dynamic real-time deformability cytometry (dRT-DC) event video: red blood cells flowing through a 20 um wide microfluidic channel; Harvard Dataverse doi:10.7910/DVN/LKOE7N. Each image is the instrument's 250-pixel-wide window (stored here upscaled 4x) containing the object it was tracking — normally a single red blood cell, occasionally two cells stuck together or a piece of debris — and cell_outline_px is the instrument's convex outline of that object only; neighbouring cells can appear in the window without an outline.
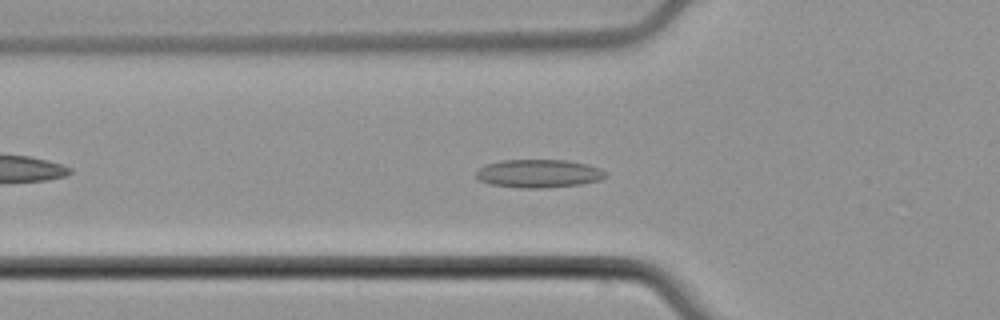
{"species": "common noctule bat (a hibernating species)", "species_latin": "Nyctalus noctula", "temperature_condition": "cold", "stored_images_in_passage": 45, "camera_frame_rate_fps": 3000, "um_per_image_px": 0.085, "animal": {"sex": "male", "body_mass_g": 21.5, "forearm_length_mm": 52.0}, "frame": {"image": 1, "passage_image": 9, "time_ms": 2.667, "image_size_px": [1000, 320], "cell_outline_px": [[608, 176], [600, 180], [580, 184], [544, 188], [520, 188], [492, 184], [480, 180], [476, 176], [476, 172], [480, 168], [488, 164], [500, 160], [564, 160], [588, 164], [600, 168]], "centroid_in_image_um": [45.81, 14.75], "position_along_channel_um": 80.0, "area_um2": 21.15}}
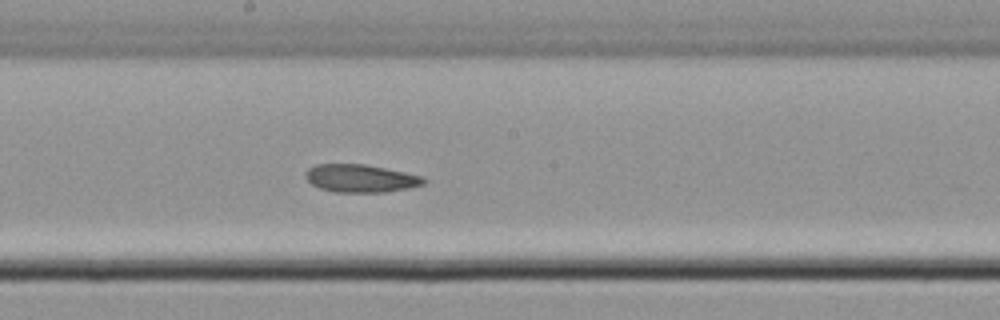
{"frame": {"image": 2, "passage_image": 20, "time_ms": 6.333, "image_size_px": [1000, 320], "cell_outline_px": [[428, 180], [424, 184], [408, 188], [384, 192], [332, 192], [320, 188], [312, 184], [304, 176], [304, 172], [308, 168], [316, 164], [364, 164], [424, 176]], "centroid_in_image_um": [30.64, 15.16], "position_along_channel_um": 217.6, "area_um2": 19.25}}
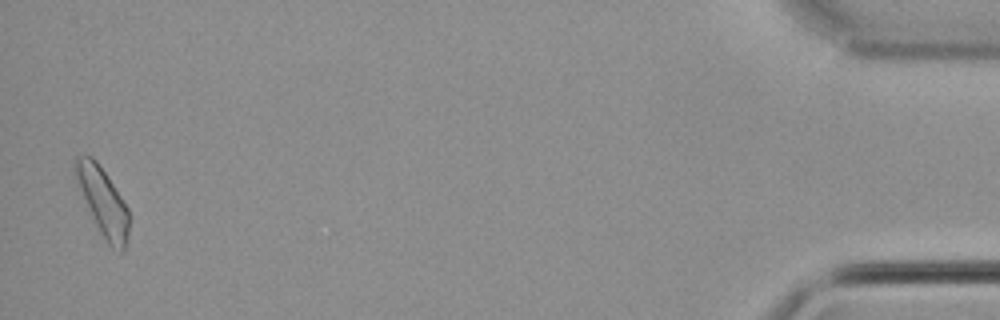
{"frame": {"image": 3, "passage_image": 44, "time_ms": 14.333, "image_size_px": [1000, 320], "cell_outline_px": [[128, 236], [124, 252], [120, 252], [112, 248], [108, 244], [100, 232], [92, 216], [72, 172], [72, 168], [76, 156], [92, 156], [96, 160], [128, 208]], "centroid_in_image_um": [8.72, 17.14], "position_along_channel_um": 426.5, "area_um2": 20.81}}